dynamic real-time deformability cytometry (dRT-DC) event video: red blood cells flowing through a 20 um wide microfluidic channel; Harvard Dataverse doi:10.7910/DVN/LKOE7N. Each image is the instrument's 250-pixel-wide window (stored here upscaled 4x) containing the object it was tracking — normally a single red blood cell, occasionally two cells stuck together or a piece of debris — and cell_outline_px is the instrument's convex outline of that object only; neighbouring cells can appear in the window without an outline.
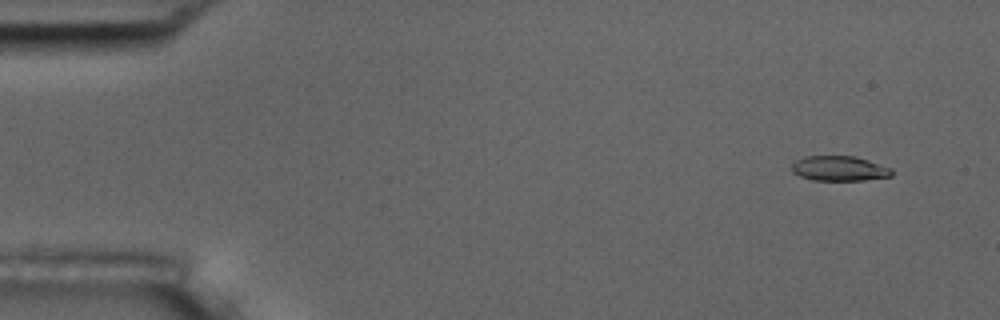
{"species": "common noctule bat (a hibernating species)", "species_latin": "Nyctalus noctula", "temperature_condition": "room temperature", "stored_images_in_passage": 4, "camera_frame_rate_fps": 3000, "um_per_image_px": 0.085, "animal": {"sex": "male", "body_mass_g": 17.5, "forearm_length_mm": 52.3}, "frame": {"image": 1, "passage_image": 1, "time_ms": 0.0, "image_size_px": [1000, 320], "cell_outline_px": [[892, 176], [864, 180], [812, 180], [800, 176], [792, 172], [792, 164], [796, 160], [804, 156], [856, 156], [892, 168]], "centroid_in_image_um": [71.34, 14.32], "position_along_channel_um": 13.7, "area_um2": 14.57}}
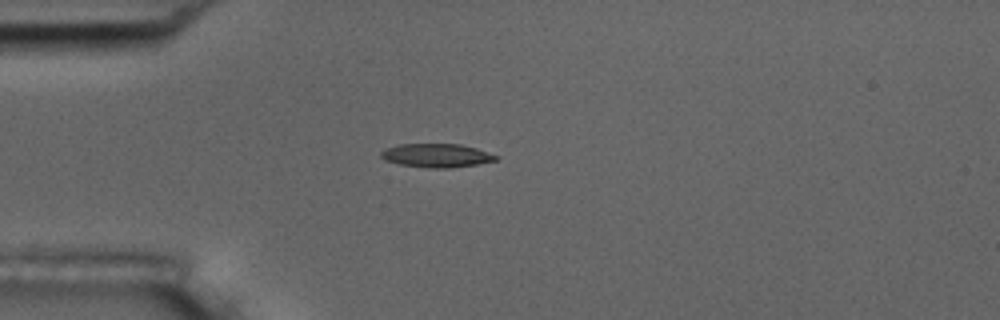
{"frame": {"image": 2, "passage_image": 4, "time_ms": 3.667, "image_size_px": [1000, 320], "cell_outline_px": [[500, 156], [496, 160], [476, 164], [448, 168], [432, 168], [400, 164], [384, 160], [380, 156], [380, 152], [388, 148], [400, 144], [460, 144], [476, 148]], "centroid_in_image_um": [37.11, 13.21], "position_along_channel_um": 47.9, "area_um2": 15.66}}